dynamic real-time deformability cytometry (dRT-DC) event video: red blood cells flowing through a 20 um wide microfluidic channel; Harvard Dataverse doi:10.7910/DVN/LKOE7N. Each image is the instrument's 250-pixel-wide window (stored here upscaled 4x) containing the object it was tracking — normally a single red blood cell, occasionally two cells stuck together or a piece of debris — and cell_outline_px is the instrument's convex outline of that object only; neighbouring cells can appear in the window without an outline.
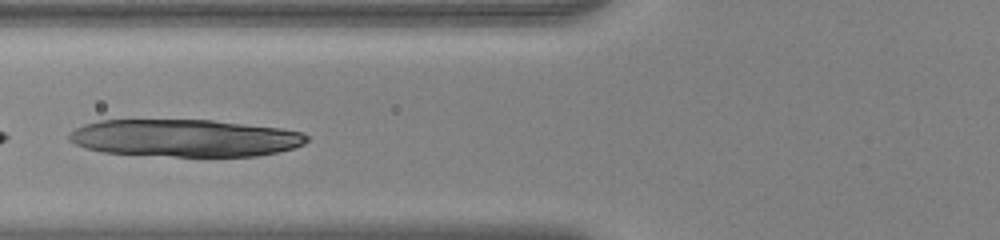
{"species": "human", "species_latin": "Homo sapiens", "temperature_condition": "warm", "stored_images_in_passage": 35, "camera_frame_rate_fps": 3000, "um_per_image_px": 0.085, "donor": {"sex": "female"}, "frame": {"image": 1, "passage_image": 6, "time_ms": 1.667, "image_size_px": [1000, 240], "cell_outline_px": [[308, 140], [304, 144], [292, 148], [276, 152], [256, 156], [176, 156], [104, 152], [84, 148], [68, 140], [68, 136], [76, 128], [84, 124], [100, 120], [212, 120], [280, 128], [300, 132], [308, 136]], "centroid_in_image_um": [15.7, 11.73], "position_along_channel_um": 110.1, "area_um2": 51.38}}
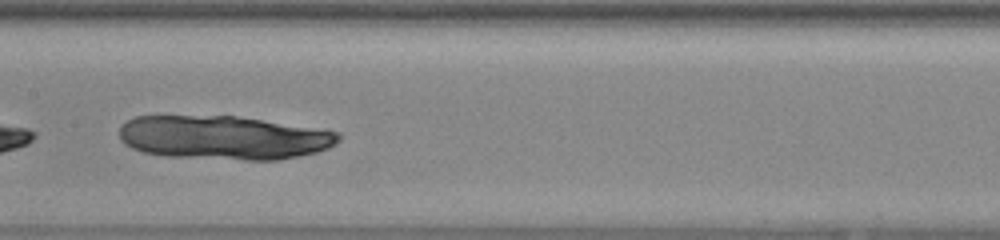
{"frame": {"image": 2, "passage_image": 12, "time_ms": 3.667, "image_size_px": [1000, 240], "cell_outline_px": [[340, 140], [328, 148], [316, 152], [300, 156], [276, 160], [248, 160], [168, 156], [144, 152], [132, 148], [124, 144], [120, 140], [120, 124], [136, 116], [236, 116], [328, 128], [340, 132]], "centroid_in_image_um": [19.08, 11.68], "position_along_channel_um": 188.3, "area_um2": 56.59}}
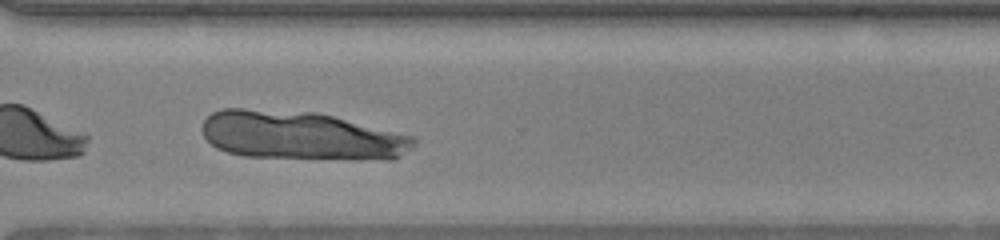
{"frame": {"image": 3, "passage_image": 24, "time_ms": 7.667, "image_size_px": [1000, 240], "cell_outline_px": [[416, 144], [412, 148], [400, 156], [392, 160], [348, 160], [244, 156], [228, 152], [216, 148], [204, 136], [200, 128], [204, 120], [212, 112], [224, 108], [244, 108], [316, 112], [416, 136]], "centroid_in_image_um": [25.62, 11.54], "position_along_channel_um": 345.0, "area_um2": 60.81}}